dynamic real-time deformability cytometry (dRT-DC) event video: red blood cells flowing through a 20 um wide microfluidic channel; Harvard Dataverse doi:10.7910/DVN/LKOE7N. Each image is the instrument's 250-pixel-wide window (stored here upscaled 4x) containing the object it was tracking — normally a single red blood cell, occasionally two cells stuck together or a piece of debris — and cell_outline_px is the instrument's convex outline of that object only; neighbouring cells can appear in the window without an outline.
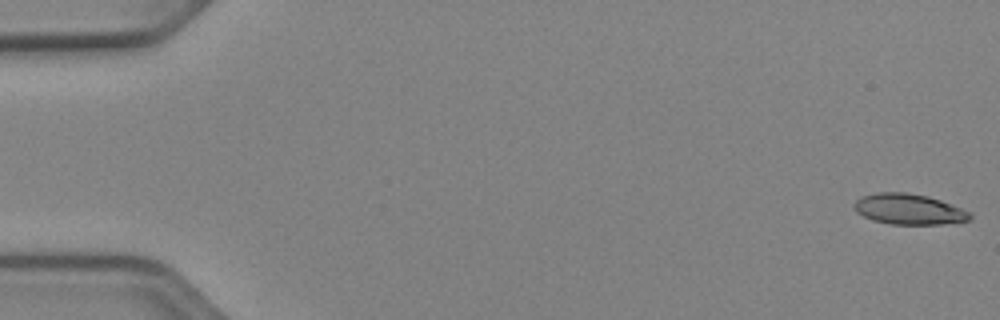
{"species": "Egyptian fruit bat (a non-hibernating species)", "species_latin": "Rousettus aegyptiacus", "temperature_condition": "cold", "stored_images_in_passage": 52, "camera_frame_rate_fps": 3000, "um_per_image_px": 0.085, "animal": {"sex": "female"}, "frame": {"image": 1, "passage_image": 1, "time_ms": 0.0, "image_size_px": [1000, 320], "cell_outline_px": [[972, 220], [940, 224], [892, 224], [872, 220], [856, 212], [852, 208], [852, 204], [860, 196], [876, 192], [908, 192], [928, 196], [940, 200], [972, 212]], "centroid_in_image_um": [77.23, 17.77], "position_along_channel_um": 7.8, "area_um2": 20.92}}
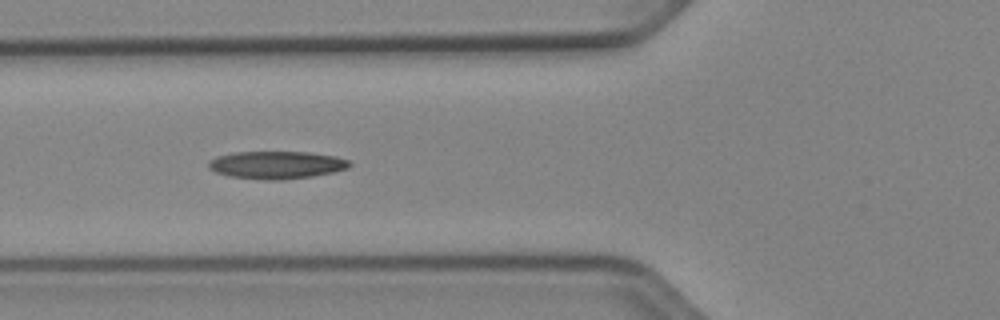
{"frame": {"image": 2, "passage_image": 20, "time_ms": 6.333, "image_size_px": [1000, 320], "cell_outline_px": [[352, 164], [348, 168], [332, 172], [312, 176], [284, 180], [264, 180], [228, 176], [216, 172], [208, 168], [208, 160], [216, 156], [232, 152], [308, 152], [336, 156], [348, 160]], "centroid_in_image_um": [23.47, 14.02], "position_along_channel_um": 102.3, "area_um2": 22.89}}
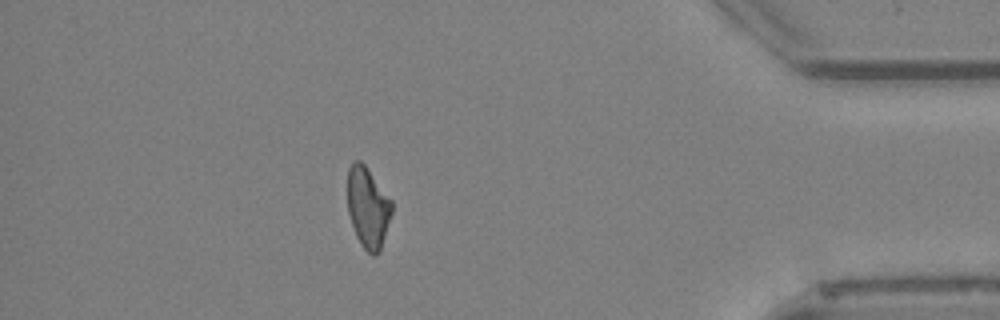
{"frame": {"image": 3, "passage_image": 46, "time_ms": 15.0, "image_size_px": [1000, 320], "cell_outline_px": [[392, 212], [380, 252], [376, 256], [372, 256], [360, 244], [356, 236], [348, 212], [348, 168], [356, 160], [360, 160], [364, 164], [392, 200]], "centroid_in_image_um": [31.28, 17.66], "position_along_channel_um": 403.9, "area_um2": 20.81}}